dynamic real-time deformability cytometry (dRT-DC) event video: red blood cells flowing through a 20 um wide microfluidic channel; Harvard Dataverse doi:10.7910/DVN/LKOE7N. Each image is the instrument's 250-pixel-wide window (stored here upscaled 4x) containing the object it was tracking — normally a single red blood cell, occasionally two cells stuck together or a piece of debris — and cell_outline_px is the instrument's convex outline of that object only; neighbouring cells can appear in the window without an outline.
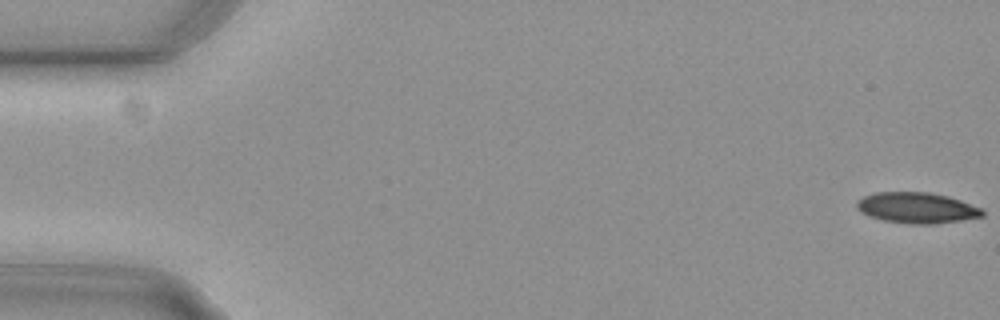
{"species": "common noctule bat (a hibernating species)", "species_latin": "Nyctalus noctula", "temperature_condition": "cold", "stored_images_in_passage": 56, "camera_frame_rate_fps": 3000, "um_per_image_px": 0.085, "animal": {"sex": "female", "body_mass_g": 29.2, "forearm_length_mm": 56.3}, "frame": {"image": 1, "passage_image": 1, "time_ms": 0.0, "image_size_px": [1000, 320], "cell_outline_px": [[984, 216], [936, 224], [912, 224], [884, 220], [868, 216], [860, 212], [856, 208], [856, 200], [864, 196], [876, 192], [928, 192], [948, 196], [960, 200], [980, 208], [984, 212]], "centroid_in_image_um": [77.89, 17.66], "position_along_channel_um": 7.1, "area_um2": 22.54}}
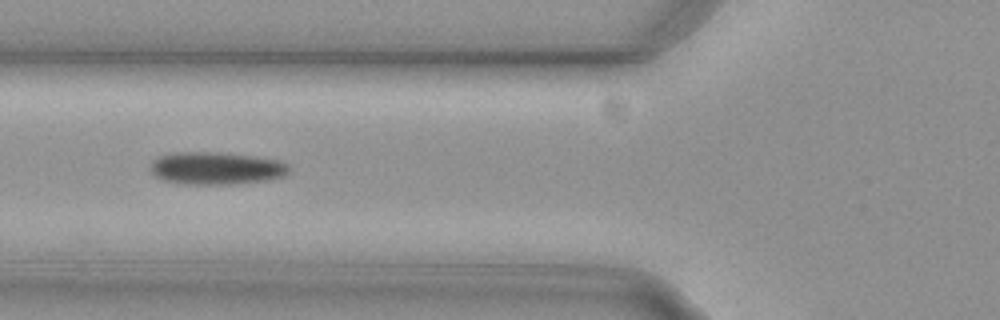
{"frame": {"image": 2, "passage_image": 21, "time_ms": 6.667, "image_size_px": [1000, 320], "cell_outline_px": [[288, 172], [284, 176], [268, 180], [232, 184], [176, 184], [152, 176], [148, 168], [148, 164], [156, 156], [176, 152], [216, 152], [252, 156], [280, 160], [288, 164]], "centroid_in_image_um": [18.28, 14.3], "position_along_channel_um": 107.5, "area_um2": 26.76}}
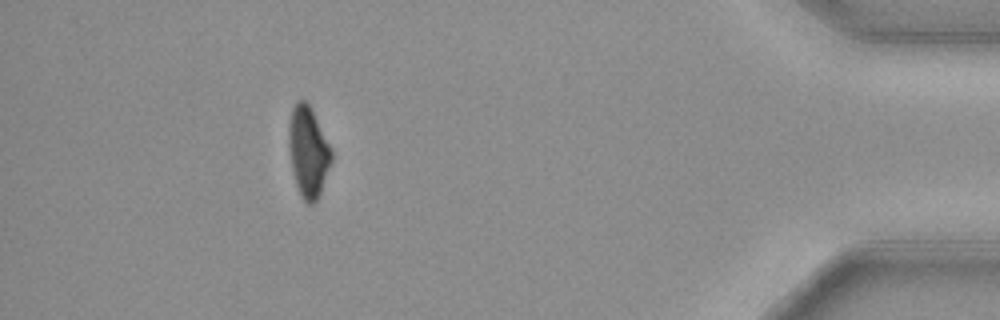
{"frame": {"image": 3, "passage_image": 50, "time_ms": 16.333, "image_size_px": [1000, 320], "cell_outline_px": [[332, 160], [320, 192], [316, 200], [312, 204], [308, 204], [300, 196], [296, 184], [292, 168], [288, 148], [288, 124], [292, 108], [296, 100], [304, 100], [312, 108], [332, 148]], "centroid_in_image_um": [26.19, 12.85], "position_along_channel_um": 409.0, "area_um2": 22.72}}